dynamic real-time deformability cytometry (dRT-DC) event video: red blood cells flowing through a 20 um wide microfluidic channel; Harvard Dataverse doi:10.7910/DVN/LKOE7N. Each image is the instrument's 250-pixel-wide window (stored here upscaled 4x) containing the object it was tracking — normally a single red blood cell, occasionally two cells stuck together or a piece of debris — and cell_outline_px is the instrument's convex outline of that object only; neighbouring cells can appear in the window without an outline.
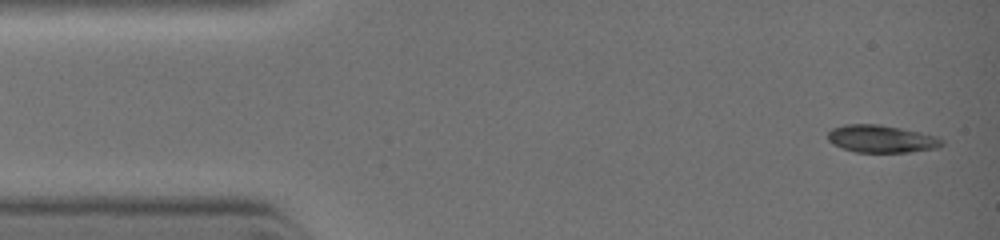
{"species": "common noctule bat (a hibernating species)", "species_latin": "Nyctalus noctula", "temperature_condition": "warm", "stored_images_in_passage": 25, "camera_frame_rate_fps": 3000, "um_per_image_px": 0.085, "animal": {"sex": "female", "body_mass_g": 19.0, "forearm_length_mm": 51.5}, "frame": {"image": 1, "passage_image": 1, "time_ms": 0.0, "image_size_px": [1000, 240], "cell_outline_px": [[944, 144], [936, 148], [908, 152], [856, 152], [832, 144], [828, 140], [828, 132], [832, 128], [844, 124], [880, 124], [920, 132], [936, 136], [944, 140]], "centroid_in_image_um": [74.91, 11.79], "position_along_channel_um": 10.1, "area_um2": 18.26}}
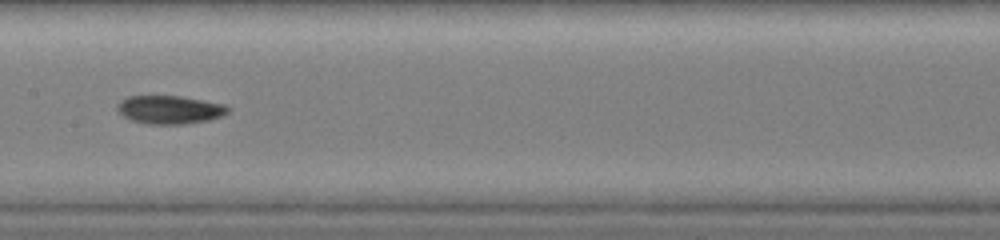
{"frame": {"image": 2, "passage_image": 12, "time_ms": 5.0, "image_size_px": [1000, 240], "cell_outline_px": [[232, 108], [228, 112], [220, 116], [208, 120], [180, 124], [148, 124], [132, 120], [124, 116], [116, 108], [116, 104], [120, 100], [128, 96], [180, 96], [228, 104]], "centroid_in_image_um": [14.45, 9.31], "position_along_channel_um": 193.0, "area_um2": 18.32}}
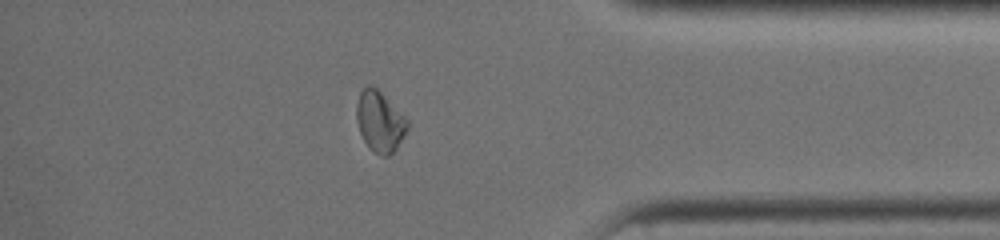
{"frame": {"image": 3, "passage_image": 21, "time_ms": 9.0, "image_size_px": [1000, 240], "cell_outline_px": [[408, 128], [396, 148], [388, 156], [380, 156], [372, 152], [364, 140], [360, 132], [356, 120], [356, 104], [360, 92], [368, 84], [376, 88], [384, 96], [408, 124]], "centroid_in_image_um": [32.22, 10.36], "position_along_channel_um": 403.0, "area_um2": 17.4}}